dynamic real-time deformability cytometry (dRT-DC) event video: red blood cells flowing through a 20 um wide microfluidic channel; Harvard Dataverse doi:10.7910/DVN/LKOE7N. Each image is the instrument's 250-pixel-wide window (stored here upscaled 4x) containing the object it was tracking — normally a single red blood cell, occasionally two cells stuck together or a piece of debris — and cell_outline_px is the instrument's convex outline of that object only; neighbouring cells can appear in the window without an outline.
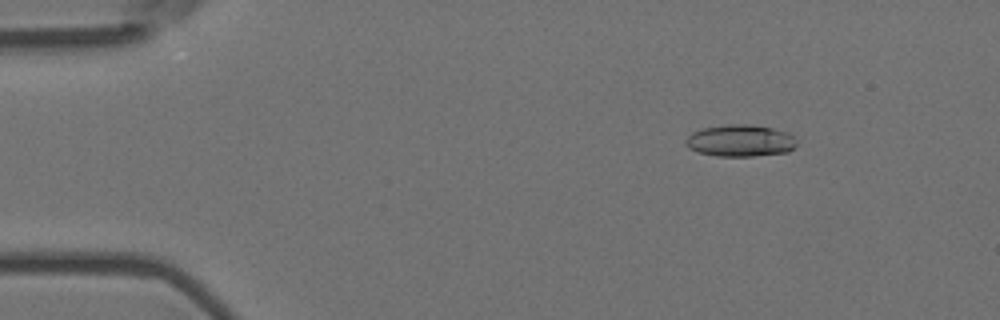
{"species": "Egyptian fruit bat (a non-hibernating species)", "species_latin": "Rousettus aegyptiacus", "temperature_condition": "room temperature", "stored_images_in_passage": 7, "camera_frame_rate_fps": 3000, "um_per_image_px": 0.085, "animal": {"sex": "female"}, "frame": {"image": 1, "passage_image": 2, "time_ms": 0.333, "image_size_px": [1000, 320], "cell_outline_px": [[796, 144], [788, 152], [752, 156], [716, 156], [700, 152], [688, 148], [684, 144], [684, 140], [692, 132], [704, 128], [728, 124], [748, 124], [772, 128], [788, 132], [796, 140]], "centroid_in_image_um": [62.9, 11.95], "position_along_channel_um": 22.1, "area_um2": 20.58}}
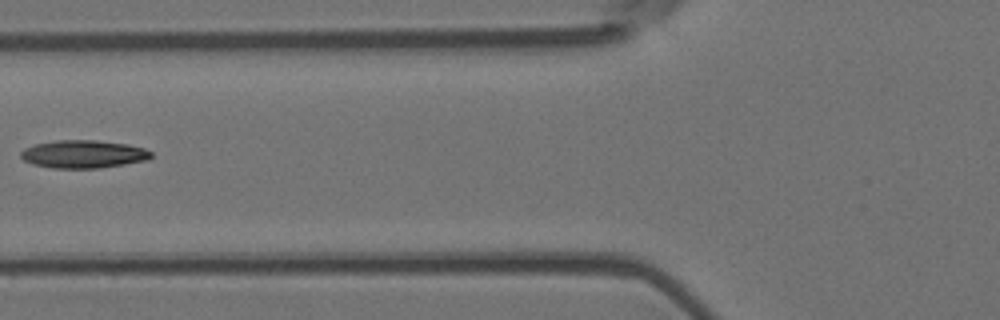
{"frame": {"image": 2, "passage_image": 6, "time_ms": 1.667, "image_size_px": [1000, 320], "cell_outline_px": [[152, 156], [148, 160], [100, 168], [52, 168], [32, 164], [24, 160], [20, 156], [20, 152], [24, 148], [36, 144], [56, 140], [96, 140], [128, 144], [144, 148], [152, 152]], "centroid_in_image_um": [7.09, 13.1], "position_along_channel_um": 118.7, "area_um2": 21.27}}
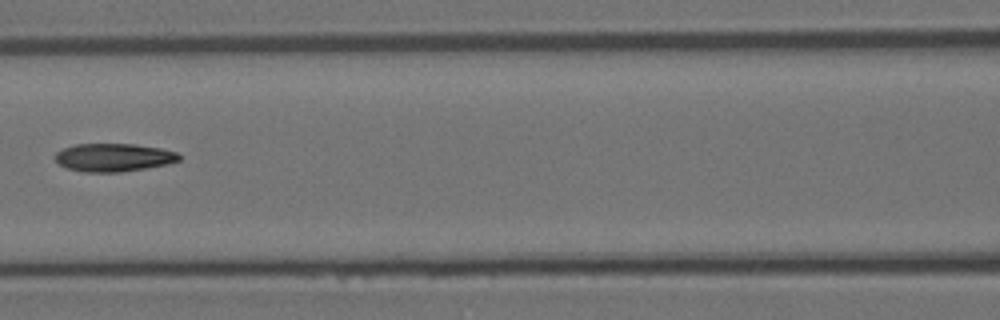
{"frame": {"image": 3, "passage_image": 7, "time_ms": 2.0, "image_size_px": [1000, 320], "cell_outline_px": [[180, 160], [168, 164], [120, 172], [84, 172], [68, 168], [60, 164], [52, 156], [56, 152], [64, 148], [76, 144], [132, 144], [160, 148], [176, 152], [180, 156]], "centroid_in_image_um": [9.63, 13.38], "position_along_channel_um": 157.0, "area_um2": 20.17}}